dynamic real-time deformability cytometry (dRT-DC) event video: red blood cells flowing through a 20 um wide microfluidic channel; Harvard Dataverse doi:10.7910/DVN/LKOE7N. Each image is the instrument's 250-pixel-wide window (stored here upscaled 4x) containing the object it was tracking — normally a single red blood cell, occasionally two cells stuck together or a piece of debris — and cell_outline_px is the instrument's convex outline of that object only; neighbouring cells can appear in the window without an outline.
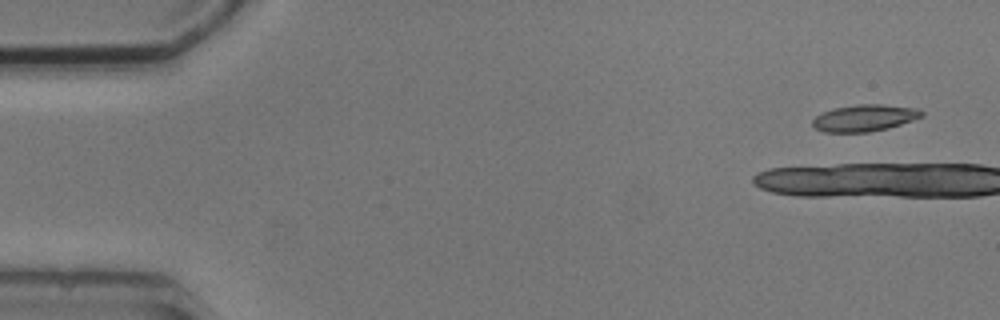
{"species": "common noctule bat (a hibernating species)", "species_latin": "Nyctalus noctula", "temperature_condition": "cold", "stored_images_in_passage": 5, "segment_of_instrument_passage": [2, 2], "camera_frame_rate_fps": 3000, "um_per_image_px": 0.085, "animal": {"sex": "male", "body_mass_g": 20.5, "forearm_length_mm": 52.5}, "frame": {"image": 1, "passage_image": 5, "time_ms": 4.667, "image_size_px": [1000, 320], "cell_outline_px": [[924, 116], [888, 128], [868, 132], [824, 132], [816, 128], [812, 124], [812, 120], [816, 116], [832, 108], [856, 104], [880, 104], [920, 108], [924, 112]], "centroid_in_image_um": [73.5, 10.01], "position_along_channel_um": 11.5, "area_um2": 17.05}}